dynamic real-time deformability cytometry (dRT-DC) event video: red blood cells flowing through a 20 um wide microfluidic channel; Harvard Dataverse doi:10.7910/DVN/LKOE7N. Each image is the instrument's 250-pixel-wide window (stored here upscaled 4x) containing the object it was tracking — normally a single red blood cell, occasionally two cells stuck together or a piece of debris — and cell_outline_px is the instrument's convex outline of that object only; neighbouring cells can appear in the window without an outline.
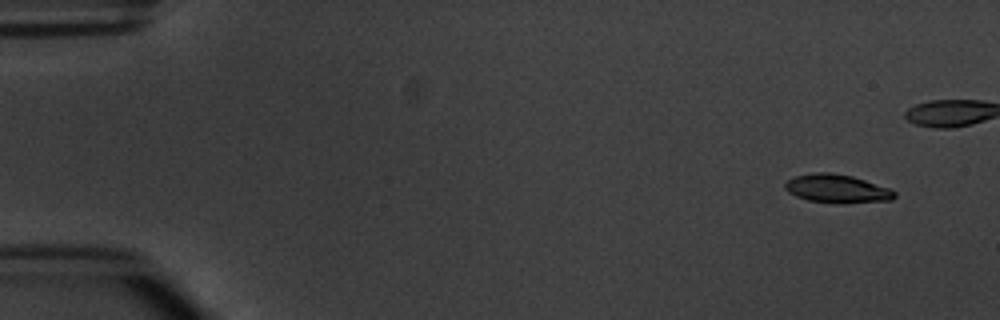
{"species": "common noctule bat (a hibernating species)", "species_latin": "Nyctalus noctula", "temperature_condition": "warm", "stored_images_in_passage": 6, "camera_frame_rate_fps": 3000, "um_per_image_px": 0.085, "animal": {"sex": "male", "body_mass_g": 20.1, "forearm_length_mm": 53.5}, "frame": {"image": 1, "passage_image": 1, "time_ms": 0.0, "image_size_px": [1000, 320], "cell_outline_px": [[896, 196], [892, 200], [840, 204], [808, 200], [796, 196], [788, 192], [784, 188], [784, 184], [788, 180], [796, 176], [816, 172], [832, 172], [852, 176], [888, 188], [896, 192]], "centroid_in_image_um": [71.14, 16.04], "position_along_channel_um": 13.9, "area_um2": 18.15}}